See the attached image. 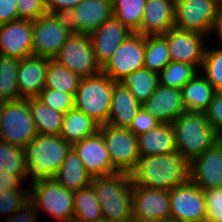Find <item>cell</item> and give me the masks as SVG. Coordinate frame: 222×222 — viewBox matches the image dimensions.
<instances>
[{
  "mask_svg": "<svg viewBox=\"0 0 222 222\" xmlns=\"http://www.w3.org/2000/svg\"><path fill=\"white\" fill-rule=\"evenodd\" d=\"M141 107L161 123H172L186 111L181 89L163 86L160 83Z\"/></svg>",
  "mask_w": 222,
  "mask_h": 222,
  "instance_id": "cell-20",
  "label": "cell"
},
{
  "mask_svg": "<svg viewBox=\"0 0 222 222\" xmlns=\"http://www.w3.org/2000/svg\"><path fill=\"white\" fill-rule=\"evenodd\" d=\"M132 32L112 17L89 34L97 64L102 68Z\"/></svg>",
  "mask_w": 222,
  "mask_h": 222,
  "instance_id": "cell-19",
  "label": "cell"
},
{
  "mask_svg": "<svg viewBox=\"0 0 222 222\" xmlns=\"http://www.w3.org/2000/svg\"><path fill=\"white\" fill-rule=\"evenodd\" d=\"M53 179L64 188L76 191L90 185L93 177L86 171L79 156L71 148Z\"/></svg>",
  "mask_w": 222,
  "mask_h": 222,
  "instance_id": "cell-26",
  "label": "cell"
},
{
  "mask_svg": "<svg viewBox=\"0 0 222 222\" xmlns=\"http://www.w3.org/2000/svg\"><path fill=\"white\" fill-rule=\"evenodd\" d=\"M170 219L177 222H198L207 217L203 190L190 180L169 191Z\"/></svg>",
  "mask_w": 222,
  "mask_h": 222,
  "instance_id": "cell-12",
  "label": "cell"
},
{
  "mask_svg": "<svg viewBox=\"0 0 222 222\" xmlns=\"http://www.w3.org/2000/svg\"><path fill=\"white\" fill-rule=\"evenodd\" d=\"M115 83L102 71L82 78L74 96V108L85 113L99 125L106 124Z\"/></svg>",
  "mask_w": 222,
  "mask_h": 222,
  "instance_id": "cell-5",
  "label": "cell"
},
{
  "mask_svg": "<svg viewBox=\"0 0 222 222\" xmlns=\"http://www.w3.org/2000/svg\"><path fill=\"white\" fill-rule=\"evenodd\" d=\"M54 60L81 78L101 71L95 59L89 34H71Z\"/></svg>",
  "mask_w": 222,
  "mask_h": 222,
  "instance_id": "cell-10",
  "label": "cell"
},
{
  "mask_svg": "<svg viewBox=\"0 0 222 222\" xmlns=\"http://www.w3.org/2000/svg\"><path fill=\"white\" fill-rule=\"evenodd\" d=\"M199 73L191 64L171 61L159 72V83L163 86L181 89Z\"/></svg>",
  "mask_w": 222,
  "mask_h": 222,
  "instance_id": "cell-36",
  "label": "cell"
},
{
  "mask_svg": "<svg viewBox=\"0 0 222 222\" xmlns=\"http://www.w3.org/2000/svg\"><path fill=\"white\" fill-rule=\"evenodd\" d=\"M211 34L212 35L210 36L209 39H211V37L215 34V36H213V37L215 38L217 36L216 38L218 40L217 41L218 43H216V44L222 46V1L219 5L218 12L216 15V19H215Z\"/></svg>",
  "mask_w": 222,
  "mask_h": 222,
  "instance_id": "cell-50",
  "label": "cell"
},
{
  "mask_svg": "<svg viewBox=\"0 0 222 222\" xmlns=\"http://www.w3.org/2000/svg\"><path fill=\"white\" fill-rule=\"evenodd\" d=\"M37 219L38 212L36 208L30 202H27L21 209L7 217L5 222H37Z\"/></svg>",
  "mask_w": 222,
  "mask_h": 222,
  "instance_id": "cell-46",
  "label": "cell"
},
{
  "mask_svg": "<svg viewBox=\"0 0 222 222\" xmlns=\"http://www.w3.org/2000/svg\"><path fill=\"white\" fill-rule=\"evenodd\" d=\"M181 91L186 111L204 112L217 90L199 72L181 88Z\"/></svg>",
  "mask_w": 222,
  "mask_h": 222,
  "instance_id": "cell-27",
  "label": "cell"
},
{
  "mask_svg": "<svg viewBox=\"0 0 222 222\" xmlns=\"http://www.w3.org/2000/svg\"><path fill=\"white\" fill-rule=\"evenodd\" d=\"M130 175L134 185L171 191L189 181V161L177 151L140 157Z\"/></svg>",
  "mask_w": 222,
  "mask_h": 222,
  "instance_id": "cell-1",
  "label": "cell"
},
{
  "mask_svg": "<svg viewBox=\"0 0 222 222\" xmlns=\"http://www.w3.org/2000/svg\"><path fill=\"white\" fill-rule=\"evenodd\" d=\"M198 222H219V221H216V220L211 219L209 217H204V218H201Z\"/></svg>",
  "mask_w": 222,
  "mask_h": 222,
  "instance_id": "cell-51",
  "label": "cell"
},
{
  "mask_svg": "<svg viewBox=\"0 0 222 222\" xmlns=\"http://www.w3.org/2000/svg\"><path fill=\"white\" fill-rule=\"evenodd\" d=\"M29 202L36 211L43 210L58 222L74 219V191L64 188L54 179L29 184Z\"/></svg>",
  "mask_w": 222,
  "mask_h": 222,
  "instance_id": "cell-6",
  "label": "cell"
},
{
  "mask_svg": "<svg viewBox=\"0 0 222 222\" xmlns=\"http://www.w3.org/2000/svg\"><path fill=\"white\" fill-rule=\"evenodd\" d=\"M206 119L213 127L214 131L218 134H222V91H216L214 97L204 111Z\"/></svg>",
  "mask_w": 222,
  "mask_h": 222,
  "instance_id": "cell-43",
  "label": "cell"
},
{
  "mask_svg": "<svg viewBox=\"0 0 222 222\" xmlns=\"http://www.w3.org/2000/svg\"><path fill=\"white\" fill-rule=\"evenodd\" d=\"M72 149L93 178L117 173L112 167L110 154L99 130L95 134L72 144Z\"/></svg>",
  "mask_w": 222,
  "mask_h": 222,
  "instance_id": "cell-16",
  "label": "cell"
},
{
  "mask_svg": "<svg viewBox=\"0 0 222 222\" xmlns=\"http://www.w3.org/2000/svg\"><path fill=\"white\" fill-rule=\"evenodd\" d=\"M119 82L142 104L156 90L159 84V73L142 68L126 75Z\"/></svg>",
  "mask_w": 222,
  "mask_h": 222,
  "instance_id": "cell-30",
  "label": "cell"
},
{
  "mask_svg": "<svg viewBox=\"0 0 222 222\" xmlns=\"http://www.w3.org/2000/svg\"><path fill=\"white\" fill-rule=\"evenodd\" d=\"M177 152L189 162L217 142L218 134L204 112L184 111L172 122Z\"/></svg>",
  "mask_w": 222,
  "mask_h": 222,
  "instance_id": "cell-4",
  "label": "cell"
},
{
  "mask_svg": "<svg viewBox=\"0 0 222 222\" xmlns=\"http://www.w3.org/2000/svg\"><path fill=\"white\" fill-rule=\"evenodd\" d=\"M140 109L141 103L129 89L120 82H116L113 86L111 107L106 124L114 127L129 128Z\"/></svg>",
  "mask_w": 222,
  "mask_h": 222,
  "instance_id": "cell-24",
  "label": "cell"
},
{
  "mask_svg": "<svg viewBox=\"0 0 222 222\" xmlns=\"http://www.w3.org/2000/svg\"><path fill=\"white\" fill-rule=\"evenodd\" d=\"M45 105L60 113H66L74 108V95L62 91L43 88L37 97Z\"/></svg>",
  "mask_w": 222,
  "mask_h": 222,
  "instance_id": "cell-40",
  "label": "cell"
},
{
  "mask_svg": "<svg viewBox=\"0 0 222 222\" xmlns=\"http://www.w3.org/2000/svg\"><path fill=\"white\" fill-rule=\"evenodd\" d=\"M189 180L202 190L222 188V149L217 142L189 162Z\"/></svg>",
  "mask_w": 222,
  "mask_h": 222,
  "instance_id": "cell-17",
  "label": "cell"
},
{
  "mask_svg": "<svg viewBox=\"0 0 222 222\" xmlns=\"http://www.w3.org/2000/svg\"><path fill=\"white\" fill-rule=\"evenodd\" d=\"M222 0H175L174 27L210 37Z\"/></svg>",
  "mask_w": 222,
  "mask_h": 222,
  "instance_id": "cell-9",
  "label": "cell"
},
{
  "mask_svg": "<svg viewBox=\"0 0 222 222\" xmlns=\"http://www.w3.org/2000/svg\"><path fill=\"white\" fill-rule=\"evenodd\" d=\"M29 202V188L21 190H0V217H10Z\"/></svg>",
  "mask_w": 222,
  "mask_h": 222,
  "instance_id": "cell-39",
  "label": "cell"
},
{
  "mask_svg": "<svg viewBox=\"0 0 222 222\" xmlns=\"http://www.w3.org/2000/svg\"><path fill=\"white\" fill-rule=\"evenodd\" d=\"M73 13L78 34H90L113 17L112 0H82Z\"/></svg>",
  "mask_w": 222,
  "mask_h": 222,
  "instance_id": "cell-23",
  "label": "cell"
},
{
  "mask_svg": "<svg viewBox=\"0 0 222 222\" xmlns=\"http://www.w3.org/2000/svg\"><path fill=\"white\" fill-rule=\"evenodd\" d=\"M163 36L168 44L171 61L188 63L200 70L206 50L205 44L208 43L205 41L207 36L175 27Z\"/></svg>",
  "mask_w": 222,
  "mask_h": 222,
  "instance_id": "cell-15",
  "label": "cell"
},
{
  "mask_svg": "<svg viewBox=\"0 0 222 222\" xmlns=\"http://www.w3.org/2000/svg\"><path fill=\"white\" fill-rule=\"evenodd\" d=\"M1 107H2V102L0 101V115H1Z\"/></svg>",
  "mask_w": 222,
  "mask_h": 222,
  "instance_id": "cell-55",
  "label": "cell"
},
{
  "mask_svg": "<svg viewBox=\"0 0 222 222\" xmlns=\"http://www.w3.org/2000/svg\"><path fill=\"white\" fill-rule=\"evenodd\" d=\"M36 136L28 99L2 102L0 140L24 148Z\"/></svg>",
  "mask_w": 222,
  "mask_h": 222,
  "instance_id": "cell-7",
  "label": "cell"
},
{
  "mask_svg": "<svg viewBox=\"0 0 222 222\" xmlns=\"http://www.w3.org/2000/svg\"><path fill=\"white\" fill-rule=\"evenodd\" d=\"M71 33L63 28L52 14L32 21V53L54 59Z\"/></svg>",
  "mask_w": 222,
  "mask_h": 222,
  "instance_id": "cell-13",
  "label": "cell"
},
{
  "mask_svg": "<svg viewBox=\"0 0 222 222\" xmlns=\"http://www.w3.org/2000/svg\"><path fill=\"white\" fill-rule=\"evenodd\" d=\"M81 77L62 66L54 59H48L44 88L54 89L75 96Z\"/></svg>",
  "mask_w": 222,
  "mask_h": 222,
  "instance_id": "cell-31",
  "label": "cell"
},
{
  "mask_svg": "<svg viewBox=\"0 0 222 222\" xmlns=\"http://www.w3.org/2000/svg\"><path fill=\"white\" fill-rule=\"evenodd\" d=\"M102 216L109 222H133L132 178L129 173L117 172L92 179Z\"/></svg>",
  "mask_w": 222,
  "mask_h": 222,
  "instance_id": "cell-3",
  "label": "cell"
},
{
  "mask_svg": "<svg viewBox=\"0 0 222 222\" xmlns=\"http://www.w3.org/2000/svg\"><path fill=\"white\" fill-rule=\"evenodd\" d=\"M0 172L27 174L24 148L0 140Z\"/></svg>",
  "mask_w": 222,
  "mask_h": 222,
  "instance_id": "cell-37",
  "label": "cell"
},
{
  "mask_svg": "<svg viewBox=\"0 0 222 222\" xmlns=\"http://www.w3.org/2000/svg\"><path fill=\"white\" fill-rule=\"evenodd\" d=\"M140 157L177 151L172 123H160L148 132L137 136Z\"/></svg>",
  "mask_w": 222,
  "mask_h": 222,
  "instance_id": "cell-25",
  "label": "cell"
},
{
  "mask_svg": "<svg viewBox=\"0 0 222 222\" xmlns=\"http://www.w3.org/2000/svg\"><path fill=\"white\" fill-rule=\"evenodd\" d=\"M99 131L110 154L112 167L117 172L130 174L140 158L137 135L128 128L108 124L100 125Z\"/></svg>",
  "mask_w": 222,
  "mask_h": 222,
  "instance_id": "cell-8",
  "label": "cell"
},
{
  "mask_svg": "<svg viewBox=\"0 0 222 222\" xmlns=\"http://www.w3.org/2000/svg\"><path fill=\"white\" fill-rule=\"evenodd\" d=\"M160 123L161 122L158 121L153 115L141 107L128 129L138 136L155 128Z\"/></svg>",
  "mask_w": 222,
  "mask_h": 222,
  "instance_id": "cell-44",
  "label": "cell"
},
{
  "mask_svg": "<svg viewBox=\"0 0 222 222\" xmlns=\"http://www.w3.org/2000/svg\"><path fill=\"white\" fill-rule=\"evenodd\" d=\"M199 72L217 90L222 91V46H206Z\"/></svg>",
  "mask_w": 222,
  "mask_h": 222,
  "instance_id": "cell-38",
  "label": "cell"
},
{
  "mask_svg": "<svg viewBox=\"0 0 222 222\" xmlns=\"http://www.w3.org/2000/svg\"><path fill=\"white\" fill-rule=\"evenodd\" d=\"M47 57L29 56L20 59L17 71L20 98H36L45 86Z\"/></svg>",
  "mask_w": 222,
  "mask_h": 222,
  "instance_id": "cell-21",
  "label": "cell"
},
{
  "mask_svg": "<svg viewBox=\"0 0 222 222\" xmlns=\"http://www.w3.org/2000/svg\"><path fill=\"white\" fill-rule=\"evenodd\" d=\"M17 0H0V25L18 20Z\"/></svg>",
  "mask_w": 222,
  "mask_h": 222,
  "instance_id": "cell-48",
  "label": "cell"
},
{
  "mask_svg": "<svg viewBox=\"0 0 222 222\" xmlns=\"http://www.w3.org/2000/svg\"><path fill=\"white\" fill-rule=\"evenodd\" d=\"M170 62L166 38L163 35L145 36L144 68L159 73Z\"/></svg>",
  "mask_w": 222,
  "mask_h": 222,
  "instance_id": "cell-33",
  "label": "cell"
},
{
  "mask_svg": "<svg viewBox=\"0 0 222 222\" xmlns=\"http://www.w3.org/2000/svg\"><path fill=\"white\" fill-rule=\"evenodd\" d=\"M27 180V174L0 172V190H21V183Z\"/></svg>",
  "mask_w": 222,
  "mask_h": 222,
  "instance_id": "cell-47",
  "label": "cell"
},
{
  "mask_svg": "<svg viewBox=\"0 0 222 222\" xmlns=\"http://www.w3.org/2000/svg\"><path fill=\"white\" fill-rule=\"evenodd\" d=\"M18 20L34 21L47 14L45 0H17Z\"/></svg>",
  "mask_w": 222,
  "mask_h": 222,
  "instance_id": "cell-41",
  "label": "cell"
},
{
  "mask_svg": "<svg viewBox=\"0 0 222 222\" xmlns=\"http://www.w3.org/2000/svg\"><path fill=\"white\" fill-rule=\"evenodd\" d=\"M92 222H109V221H107L105 218H100V219L94 220Z\"/></svg>",
  "mask_w": 222,
  "mask_h": 222,
  "instance_id": "cell-54",
  "label": "cell"
},
{
  "mask_svg": "<svg viewBox=\"0 0 222 222\" xmlns=\"http://www.w3.org/2000/svg\"><path fill=\"white\" fill-rule=\"evenodd\" d=\"M82 0H45V7L47 13L51 14L58 9H73Z\"/></svg>",
  "mask_w": 222,
  "mask_h": 222,
  "instance_id": "cell-49",
  "label": "cell"
},
{
  "mask_svg": "<svg viewBox=\"0 0 222 222\" xmlns=\"http://www.w3.org/2000/svg\"><path fill=\"white\" fill-rule=\"evenodd\" d=\"M20 59L0 55V101L21 99L18 92L17 71Z\"/></svg>",
  "mask_w": 222,
  "mask_h": 222,
  "instance_id": "cell-35",
  "label": "cell"
},
{
  "mask_svg": "<svg viewBox=\"0 0 222 222\" xmlns=\"http://www.w3.org/2000/svg\"><path fill=\"white\" fill-rule=\"evenodd\" d=\"M71 148L60 135L37 134L24 147L29 184L53 179Z\"/></svg>",
  "mask_w": 222,
  "mask_h": 222,
  "instance_id": "cell-2",
  "label": "cell"
},
{
  "mask_svg": "<svg viewBox=\"0 0 222 222\" xmlns=\"http://www.w3.org/2000/svg\"><path fill=\"white\" fill-rule=\"evenodd\" d=\"M170 218L169 191L149 189L132 183L133 222H154Z\"/></svg>",
  "mask_w": 222,
  "mask_h": 222,
  "instance_id": "cell-14",
  "label": "cell"
},
{
  "mask_svg": "<svg viewBox=\"0 0 222 222\" xmlns=\"http://www.w3.org/2000/svg\"><path fill=\"white\" fill-rule=\"evenodd\" d=\"M217 143L220 145L221 149H222V134L218 135L217 137Z\"/></svg>",
  "mask_w": 222,
  "mask_h": 222,
  "instance_id": "cell-53",
  "label": "cell"
},
{
  "mask_svg": "<svg viewBox=\"0 0 222 222\" xmlns=\"http://www.w3.org/2000/svg\"><path fill=\"white\" fill-rule=\"evenodd\" d=\"M0 55L23 59L32 56V21L16 20L0 25Z\"/></svg>",
  "mask_w": 222,
  "mask_h": 222,
  "instance_id": "cell-18",
  "label": "cell"
},
{
  "mask_svg": "<svg viewBox=\"0 0 222 222\" xmlns=\"http://www.w3.org/2000/svg\"><path fill=\"white\" fill-rule=\"evenodd\" d=\"M146 0H112L113 17L125 25L132 33L141 26Z\"/></svg>",
  "mask_w": 222,
  "mask_h": 222,
  "instance_id": "cell-34",
  "label": "cell"
},
{
  "mask_svg": "<svg viewBox=\"0 0 222 222\" xmlns=\"http://www.w3.org/2000/svg\"><path fill=\"white\" fill-rule=\"evenodd\" d=\"M154 222H177V221L168 218V219H160V220H156V221H154Z\"/></svg>",
  "mask_w": 222,
  "mask_h": 222,
  "instance_id": "cell-52",
  "label": "cell"
},
{
  "mask_svg": "<svg viewBox=\"0 0 222 222\" xmlns=\"http://www.w3.org/2000/svg\"><path fill=\"white\" fill-rule=\"evenodd\" d=\"M175 0H146L140 29L143 36L163 35L174 28Z\"/></svg>",
  "mask_w": 222,
  "mask_h": 222,
  "instance_id": "cell-22",
  "label": "cell"
},
{
  "mask_svg": "<svg viewBox=\"0 0 222 222\" xmlns=\"http://www.w3.org/2000/svg\"><path fill=\"white\" fill-rule=\"evenodd\" d=\"M28 105L37 134L60 135L64 113L51 109L37 97L28 98Z\"/></svg>",
  "mask_w": 222,
  "mask_h": 222,
  "instance_id": "cell-29",
  "label": "cell"
},
{
  "mask_svg": "<svg viewBox=\"0 0 222 222\" xmlns=\"http://www.w3.org/2000/svg\"><path fill=\"white\" fill-rule=\"evenodd\" d=\"M145 36L132 33L116 49L101 71L119 82L126 75L144 68Z\"/></svg>",
  "mask_w": 222,
  "mask_h": 222,
  "instance_id": "cell-11",
  "label": "cell"
},
{
  "mask_svg": "<svg viewBox=\"0 0 222 222\" xmlns=\"http://www.w3.org/2000/svg\"><path fill=\"white\" fill-rule=\"evenodd\" d=\"M99 126L85 113L72 108L64 114L60 136L72 145L95 134L99 130Z\"/></svg>",
  "mask_w": 222,
  "mask_h": 222,
  "instance_id": "cell-28",
  "label": "cell"
},
{
  "mask_svg": "<svg viewBox=\"0 0 222 222\" xmlns=\"http://www.w3.org/2000/svg\"><path fill=\"white\" fill-rule=\"evenodd\" d=\"M207 217L222 222V188L203 190Z\"/></svg>",
  "mask_w": 222,
  "mask_h": 222,
  "instance_id": "cell-42",
  "label": "cell"
},
{
  "mask_svg": "<svg viewBox=\"0 0 222 222\" xmlns=\"http://www.w3.org/2000/svg\"><path fill=\"white\" fill-rule=\"evenodd\" d=\"M73 204L75 222H92L103 218L92 184L74 191Z\"/></svg>",
  "mask_w": 222,
  "mask_h": 222,
  "instance_id": "cell-32",
  "label": "cell"
},
{
  "mask_svg": "<svg viewBox=\"0 0 222 222\" xmlns=\"http://www.w3.org/2000/svg\"><path fill=\"white\" fill-rule=\"evenodd\" d=\"M58 23L71 34H78V26L75 23L73 9H58L51 13Z\"/></svg>",
  "mask_w": 222,
  "mask_h": 222,
  "instance_id": "cell-45",
  "label": "cell"
}]
</instances>
